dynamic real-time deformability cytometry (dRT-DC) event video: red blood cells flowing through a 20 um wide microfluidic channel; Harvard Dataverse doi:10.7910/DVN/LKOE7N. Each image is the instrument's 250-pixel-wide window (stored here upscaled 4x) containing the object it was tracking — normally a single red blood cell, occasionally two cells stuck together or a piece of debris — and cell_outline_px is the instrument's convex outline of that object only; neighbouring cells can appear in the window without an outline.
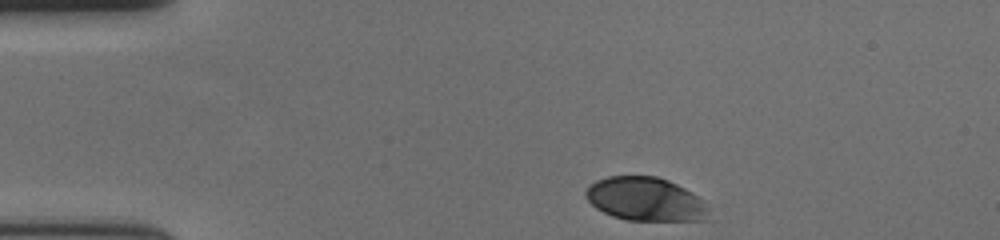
{"species": "human", "species_latin": "Homo sapiens", "temperature_condition": "cold", "stored_images_in_passage": 40, "camera_frame_rate_fps": 3000, "um_per_image_px": 0.085, "donor": {"sex": "female"}, "frame": {"image": 1, "passage_image": 1, "time_ms": 0.0, "image_size_px": [1000, 240], "cell_outline_px": [[704, 220], [624, 220], [612, 216], [596, 208], [588, 200], [584, 192], [596, 180], [608, 176], [656, 176], [668, 180], [692, 192], [700, 200], [704, 208]], "centroid_in_image_um": [54.77, 16.91], "position_along_channel_um": 30.2, "area_um2": 30.52}}
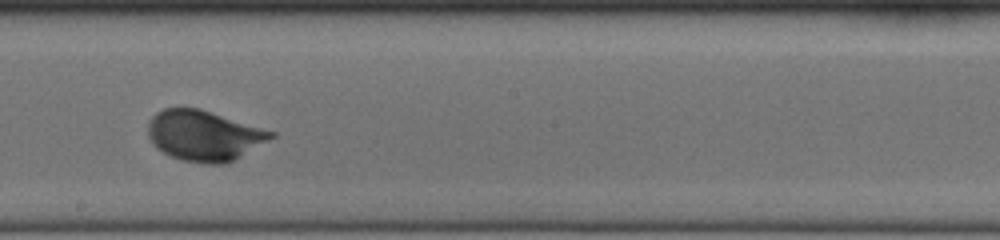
{"frame": {"image": 2, "passage_image": 23, "time_ms": 7.333, "image_size_px": [1000, 240], "cell_outline_px": [[276, 136], [236, 160], [228, 164], [204, 164], [184, 160], [172, 156], [156, 148], [148, 136], [148, 124], [152, 116], [156, 112], [164, 108], [200, 108], [276, 132]], "centroid_in_image_um": [17.37, 11.53], "position_along_channel_um": 230.8, "area_um2": 36.36}}
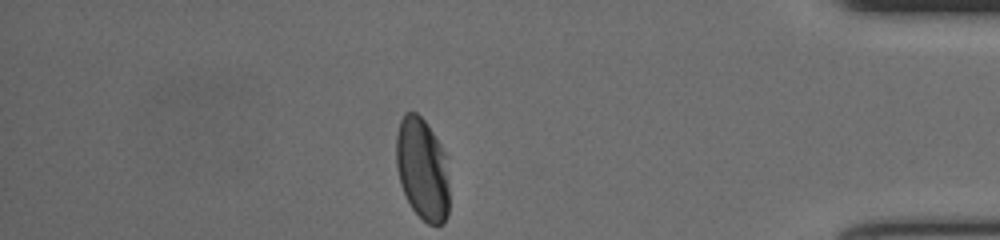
{"frame": {"image": 3, "passage_image": 40, "time_ms": 13.0, "image_size_px": [1000, 240], "cell_outline_px": [[448, 216], [444, 224], [428, 224], [412, 208], [400, 184], [396, 164], [396, 136], [400, 120], [404, 112], [416, 112], [424, 120], [440, 144], [444, 152], [448, 184]], "centroid_in_image_um": [35.88, 14.36], "position_along_channel_um": 399.3, "area_um2": 31.39}, "authors_computed_cell_mechanics": {"area_um2": 33.8997, "velocity_mm_per_s": 3.6154, "shape_relaxation_time_tau1_ms": 2.4995, "shape_relaxation_time_tau2_ms": null, "deformation_change_tau1": 0.14, "deformation_change_tau2": null}}